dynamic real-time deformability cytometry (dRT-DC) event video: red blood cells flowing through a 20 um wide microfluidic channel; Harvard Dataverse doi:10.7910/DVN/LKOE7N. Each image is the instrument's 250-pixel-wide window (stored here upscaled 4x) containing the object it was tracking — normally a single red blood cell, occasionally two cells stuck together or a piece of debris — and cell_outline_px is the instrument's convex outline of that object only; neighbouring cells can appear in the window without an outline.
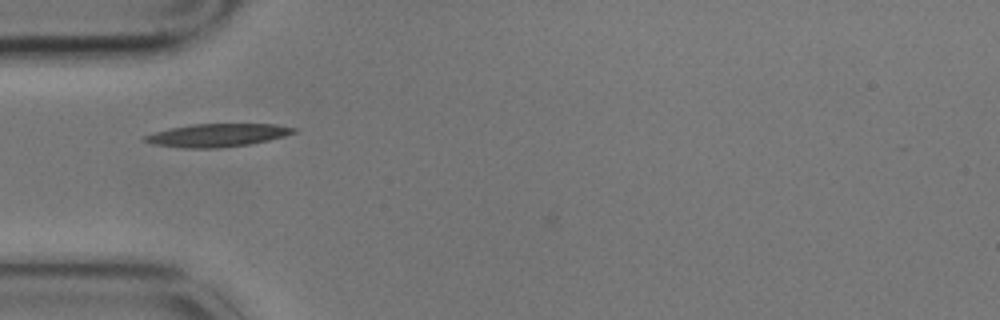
{"species": "common noctule bat (a hibernating species)", "species_latin": "Nyctalus noctula", "temperature_condition": "cold", "stored_images_in_passage": 9, "camera_frame_rate_fps": 3000, "um_per_image_px": 0.085, "animal": {"sex": "male", "body_mass_g": 17.9}, "frame": {"image": 1, "passage_image": 4, "time_ms": 1.0, "image_size_px": [1000, 320], "cell_outline_px": [[296, 132], [284, 136], [268, 140], [248, 144], [216, 148], [184, 148], [152, 144], [140, 140], [144, 136], [168, 128], [192, 124], [276, 124], [296, 128]], "centroid_in_image_um": [18.43, 11.49], "position_along_channel_um": 66.6, "area_um2": 19.94}}
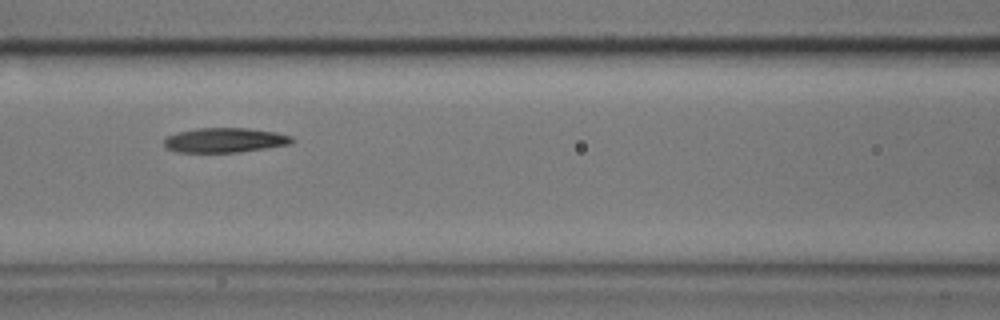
{"frame": {"image": 2, "passage_image": 6, "time_ms": 1.667, "image_size_px": [1000, 320], "cell_outline_px": [[296, 140], [292, 144], [240, 152], [176, 152], [164, 148], [164, 140], [168, 136], [176, 132], [196, 128], [248, 128], [276, 132], [292, 136]], "centroid_in_image_um": [19.12, 11.91], "position_along_channel_um": 147.5, "area_um2": 18.61}}
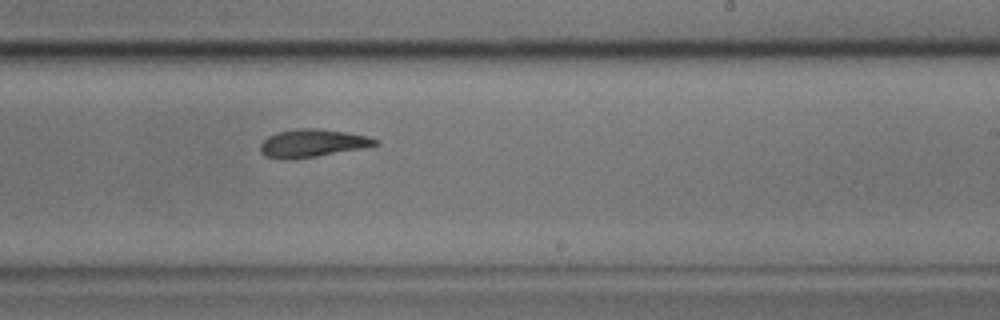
{"frame": {"image": 3, "passage_image": 9, "time_ms": 2.667, "image_size_px": [1000, 320], "cell_outline_px": [[380, 144], [364, 148], [316, 156], [288, 160], [280, 160], [264, 156], [260, 152], [260, 144], [268, 136], [276, 132], [300, 128], [320, 128], [348, 132], [368, 136], [380, 140]], "centroid_in_image_um": [26.55, 12.17], "position_along_channel_um": 262.4, "area_um2": 19.02}}